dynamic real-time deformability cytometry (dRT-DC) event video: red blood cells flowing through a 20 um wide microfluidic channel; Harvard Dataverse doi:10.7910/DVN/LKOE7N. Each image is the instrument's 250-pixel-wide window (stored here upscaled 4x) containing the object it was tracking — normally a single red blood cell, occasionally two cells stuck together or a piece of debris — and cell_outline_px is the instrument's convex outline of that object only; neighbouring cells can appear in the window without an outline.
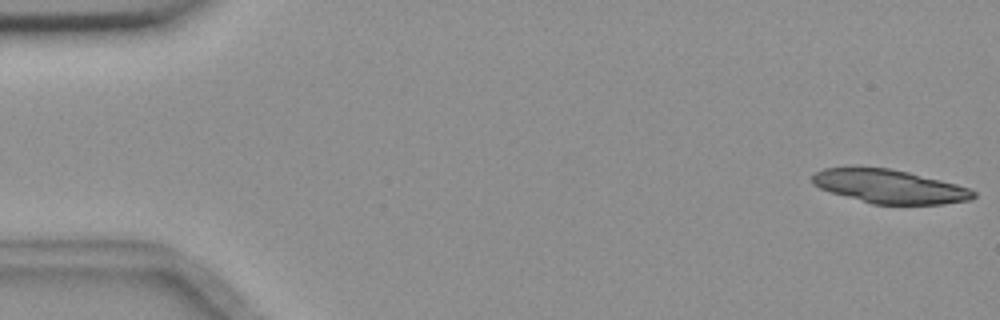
{"species": "common noctule bat (a hibernating species)", "species_latin": "Nyctalus noctula", "temperature_condition": "room temperature", "stored_images_in_passage": 55, "camera_frame_rate_fps": 3000, "um_per_image_px": 0.085, "animal": {"sex": "female", "body_mass_g": 18.4}, "frame": {"image": 1, "passage_image": 1, "time_ms": 0.0, "image_size_px": [1000, 320], "cell_outline_px": [[976, 196], [968, 200], [944, 204], [872, 204], [832, 192], [820, 188], [812, 184], [812, 176], [816, 172], [824, 168], [888, 168], [908, 172], [956, 184], [968, 188], [976, 192]], "centroid_in_image_um": [75.62, 15.86], "position_along_channel_um": 9.4, "area_um2": 31.1}}
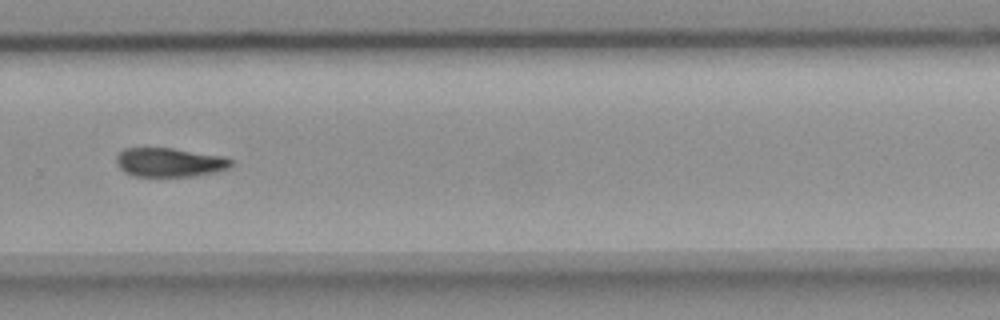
{"frame": {"image": 2, "passage_image": 38, "time_ms": 12.333, "image_size_px": [1000, 320], "cell_outline_px": [[232, 164], [228, 168], [196, 176], [132, 176], [124, 172], [120, 168], [116, 160], [116, 156], [124, 148], [172, 148], [224, 156], [232, 160]], "centroid_in_image_um": [14.39, 13.8], "position_along_channel_um": 315.4, "area_um2": 19.31}}
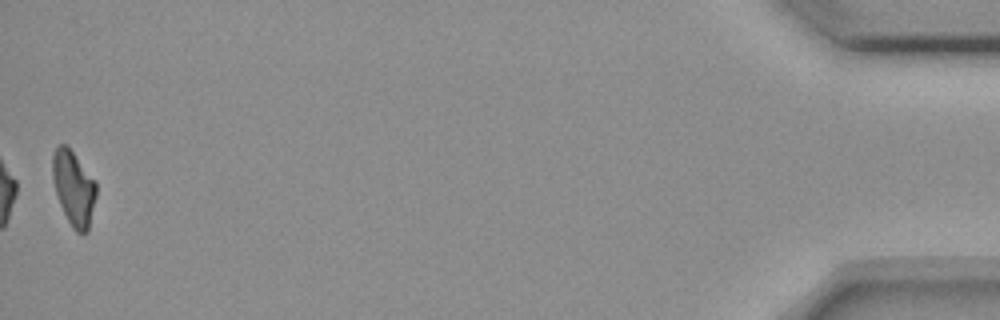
{"frame": {"image": 3, "passage_image": 55, "time_ms": 18.0, "image_size_px": [1000, 320], "cell_outline_px": [[96, 196], [88, 232], [76, 232], [72, 228], [60, 204], [56, 192], [52, 176], [52, 156], [56, 148], [60, 144], [64, 144], [72, 152], [96, 180]], "centroid_in_image_um": [6.27, 16.0], "position_along_channel_um": 428.9, "area_um2": 18.79}, "authors_computed_cell_mechanics": {"area_um2": 20.519, "velocity_mm_per_s": 3.6564, "shape_relaxation_time_tau1_ms": 8.9436, "shape_relaxation_time_tau2_ms": null, "deformation_change_tau1": 0.2075, "deformation_change_tau2": null}}